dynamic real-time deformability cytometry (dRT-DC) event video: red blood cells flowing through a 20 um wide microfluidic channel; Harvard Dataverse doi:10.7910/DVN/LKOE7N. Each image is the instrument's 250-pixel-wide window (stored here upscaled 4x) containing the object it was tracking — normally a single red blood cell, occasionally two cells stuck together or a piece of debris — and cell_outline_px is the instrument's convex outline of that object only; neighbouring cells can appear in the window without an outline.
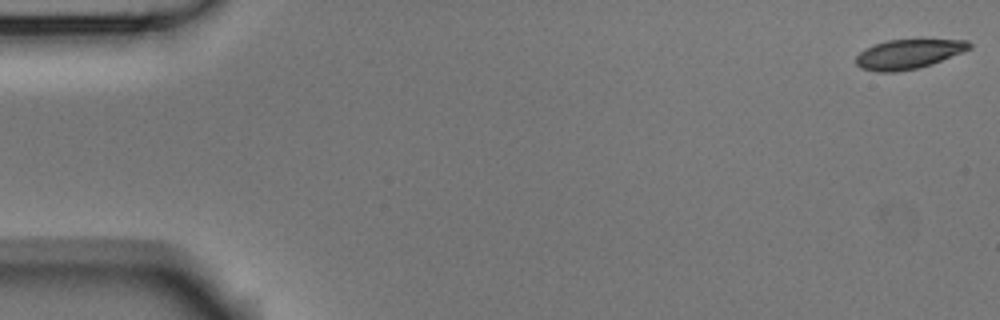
{"species": "Egyptian fruit bat (a non-hibernating species)", "species_latin": "Rousettus aegyptiacus", "temperature_condition": "room temperature", "stored_images_in_passage": 5, "camera_frame_rate_fps": 3000, "um_per_image_px": 0.085, "animal": {"sex": "male"}, "frame": {"image": 1, "passage_image": 1, "time_ms": 0.0, "image_size_px": [1000, 320], "cell_outline_px": [[972, 48], [932, 64], [920, 68], [896, 72], [876, 72], [860, 68], [856, 64], [856, 56], [860, 52], [876, 44], [888, 40], [968, 40], [972, 44]], "centroid_in_image_um": [77.22, 4.61], "position_along_channel_um": 7.8, "area_um2": 19.36}}
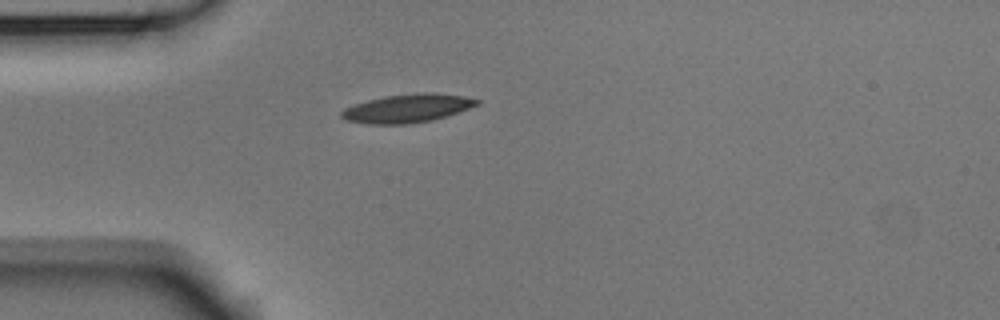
{"frame": {"image": 2, "passage_image": 5, "time_ms": 1.333, "image_size_px": [1000, 320], "cell_outline_px": [[480, 104], [432, 120], [404, 124], [372, 124], [344, 120], [340, 116], [340, 112], [344, 108], [368, 100], [384, 96], [420, 92], [432, 92], [464, 96], [480, 100]], "centroid_in_image_um": [34.6, 9.2], "position_along_channel_um": 50.4, "area_um2": 22.25}}